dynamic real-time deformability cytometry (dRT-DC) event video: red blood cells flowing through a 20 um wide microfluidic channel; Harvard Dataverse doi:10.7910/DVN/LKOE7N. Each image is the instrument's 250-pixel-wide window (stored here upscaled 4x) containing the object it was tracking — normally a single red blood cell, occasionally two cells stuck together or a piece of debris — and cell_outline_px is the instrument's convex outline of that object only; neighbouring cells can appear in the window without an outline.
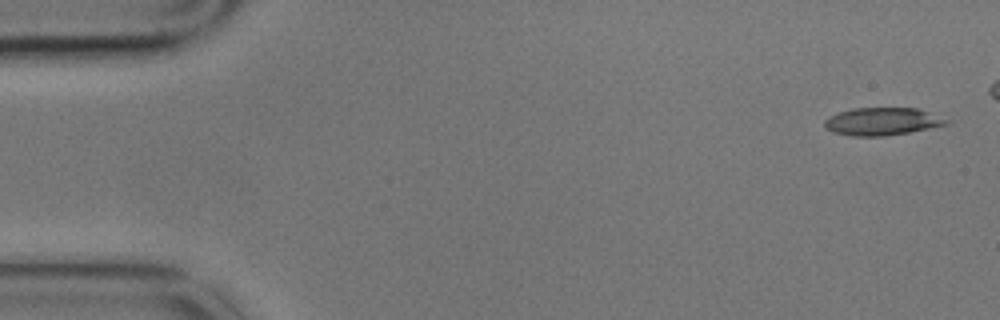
{"species": "common noctule bat (a hibernating species)", "species_latin": "Nyctalus noctula", "temperature_condition": "cold", "stored_images_in_passage": 6, "camera_frame_rate_fps": 3000, "um_per_image_px": 0.085, "animal": {"sex": "male", "body_mass_g": 17.9}, "frame": {"image": 1, "passage_image": 1, "time_ms": 0.0, "image_size_px": [1000, 320], "cell_outline_px": [[948, 124], [908, 132], [884, 136], [852, 136], [832, 132], [824, 128], [824, 120], [828, 116], [852, 108], [920, 108], [948, 120]], "centroid_in_image_um": [74.93, 10.32], "position_along_channel_um": 10.1, "area_um2": 19.59}}